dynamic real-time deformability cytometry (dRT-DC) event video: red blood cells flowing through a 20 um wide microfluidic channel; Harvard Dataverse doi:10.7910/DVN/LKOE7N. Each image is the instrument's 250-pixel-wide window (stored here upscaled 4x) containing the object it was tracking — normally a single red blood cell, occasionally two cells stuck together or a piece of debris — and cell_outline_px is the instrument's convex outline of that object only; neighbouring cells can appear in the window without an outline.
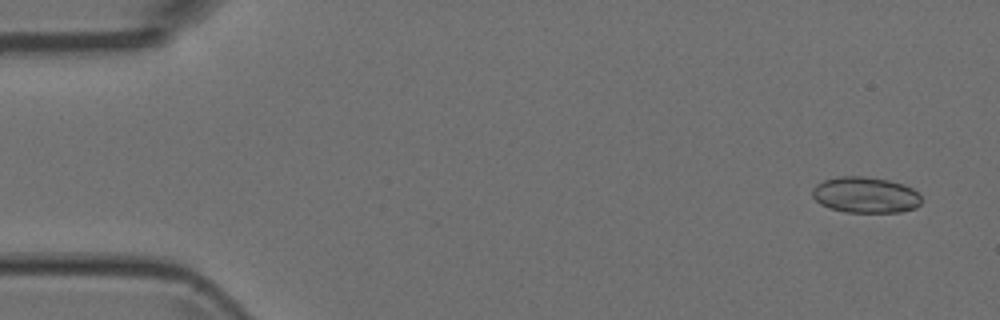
{"species": "Egyptian fruit bat (a non-hibernating species)", "species_latin": "Rousettus aegyptiacus", "temperature_condition": "room temperature", "stored_images_in_passage": 5, "camera_frame_rate_fps": 3000, "um_per_image_px": 0.085, "animal": {"sex": "female"}, "frame": {"image": 1, "passage_image": 1, "time_ms": 0.0, "image_size_px": [1000, 320], "cell_outline_px": [[920, 204], [916, 208], [900, 212], [844, 212], [828, 208], [820, 204], [812, 196], [812, 188], [816, 184], [824, 180], [840, 176], [864, 176], [888, 180], [904, 184], [912, 188], [920, 196]], "centroid_in_image_um": [73.54, 16.57], "position_along_channel_um": 11.5, "area_um2": 23.0}}
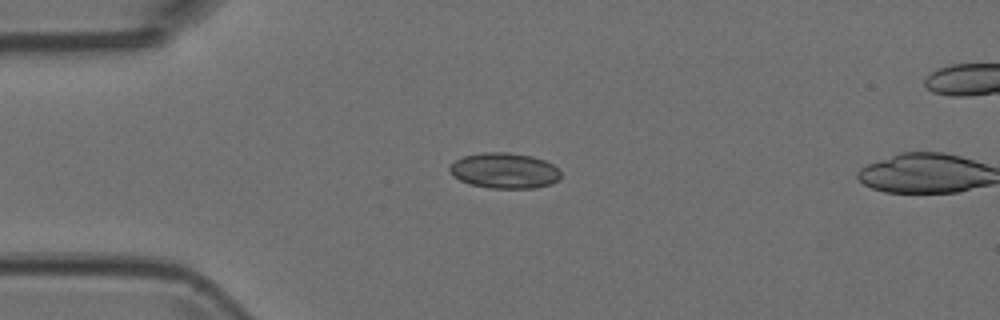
{"frame": {"image": 2, "passage_image": 4, "time_ms": 1.0, "image_size_px": [1000, 320], "cell_outline_px": [[560, 180], [552, 184], [536, 188], [488, 188], [468, 184], [452, 176], [448, 172], [448, 168], [456, 160], [464, 156], [484, 152], [508, 152], [532, 156], [544, 160], [560, 168]], "centroid_in_image_um": [42.89, 14.51], "position_along_channel_um": 42.1, "area_um2": 23.35}}